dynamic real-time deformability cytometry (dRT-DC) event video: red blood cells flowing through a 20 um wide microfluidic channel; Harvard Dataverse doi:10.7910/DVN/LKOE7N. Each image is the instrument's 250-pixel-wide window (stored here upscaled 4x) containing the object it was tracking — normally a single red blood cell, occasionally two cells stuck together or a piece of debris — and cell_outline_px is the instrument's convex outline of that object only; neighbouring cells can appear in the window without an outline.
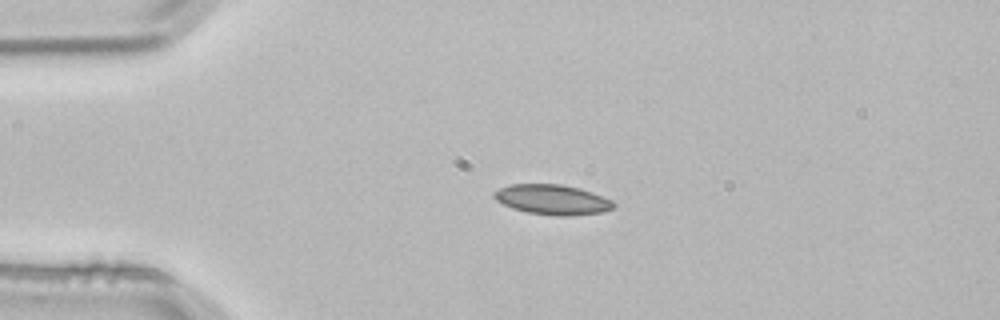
{"species": "common noctule bat (a hibernating species)", "species_latin": "Nyctalus noctula", "temperature_condition": "room temperature", "stored_images_in_passage": 4, "camera_frame_rate_fps": 3000, "um_per_image_px": 0.085, "animal": {"sex": "male", "body_mass_g": 21.5, "forearm_length_mm": 52.0}, "frame": {"image": 1, "passage_image": 3, "time_ms": 0.667, "image_size_px": [1000, 320], "cell_outline_px": [[616, 204], [612, 208], [604, 212], [568, 216], [556, 216], [528, 212], [512, 208], [496, 200], [492, 196], [492, 192], [500, 188], [512, 184], [560, 184], [580, 188], [592, 192], [612, 200]], "centroid_in_image_um": [46.95, 16.96], "position_along_channel_um": 38.0, "area_um2": 20.92}}
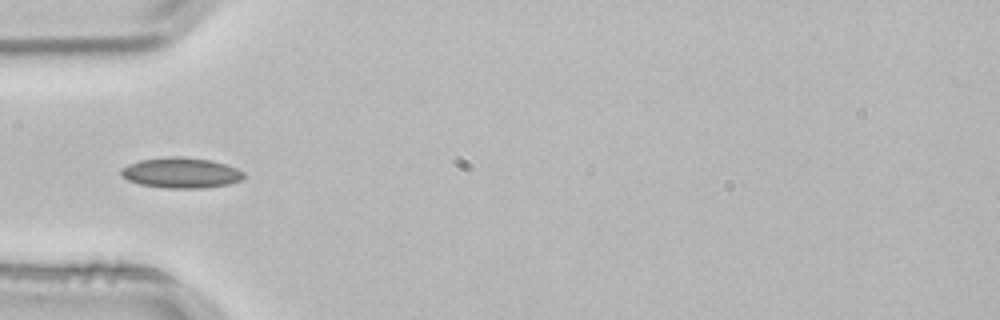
{"frame": {"image": 2, "passage_image": 4, "time_ms": 1.0, "image_size_px": [1000, 320], "cell_outline_px": [[244, 176], [240, 180], [228, 184], [204, 188], [168, 188], [140, 184], [128, 180], [120, 176], [120, 168], [128, 164], [140, 160], [164, 156], [180, 156], [208, 160], [224, 164], [236, 168], [244, 172]], "centroid_in_image_um": [15.33, 14.68], "position_along_channel_um": 69.7, "area_um2": 21.79}}